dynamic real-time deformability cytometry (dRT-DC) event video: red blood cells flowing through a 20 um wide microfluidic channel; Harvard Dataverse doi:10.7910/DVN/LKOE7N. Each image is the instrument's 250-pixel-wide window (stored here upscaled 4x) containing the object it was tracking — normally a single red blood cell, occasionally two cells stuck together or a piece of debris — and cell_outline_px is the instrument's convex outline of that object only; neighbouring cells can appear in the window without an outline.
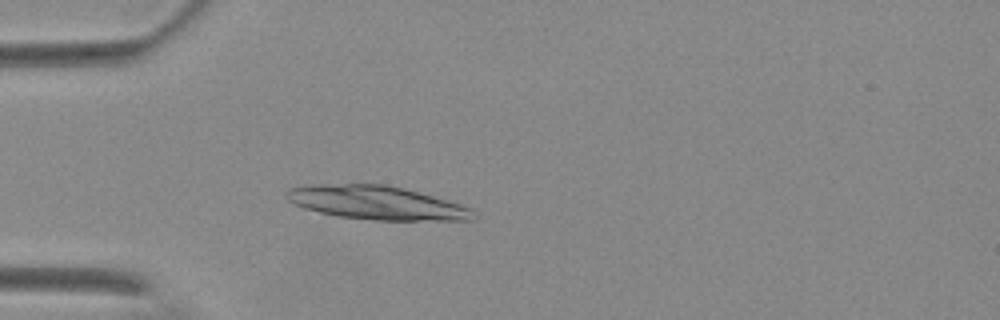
{"species": "Egyptian fruit bat (a non-hibernating species)", "species_latin": "Rousettus aegyptiacus", "temperature_condition": "warm", "stored_images_in_passage": 3, "camera_frame_rate_fps": 3000, "um_per_image_px": 0.085, "animal": {"sex": "female"}, "frame": {"image": 1, "passage_image": 3, "time_ms": 2.667, "image_size_px": [1000, 320], "cell_outline_px": [[476, 216], [472, 220], [376, 220], [336, 216], [304, 208], [288, 200], [284, 192], [288, 188], [312, 184], [384, 184], [404, 188], [460, 204], [472, 208], [476, 212]], "centroid_in_image_um": [32.0, 17.23], "position_along_channel_um": 53.0, "area_um2": 36.59}}